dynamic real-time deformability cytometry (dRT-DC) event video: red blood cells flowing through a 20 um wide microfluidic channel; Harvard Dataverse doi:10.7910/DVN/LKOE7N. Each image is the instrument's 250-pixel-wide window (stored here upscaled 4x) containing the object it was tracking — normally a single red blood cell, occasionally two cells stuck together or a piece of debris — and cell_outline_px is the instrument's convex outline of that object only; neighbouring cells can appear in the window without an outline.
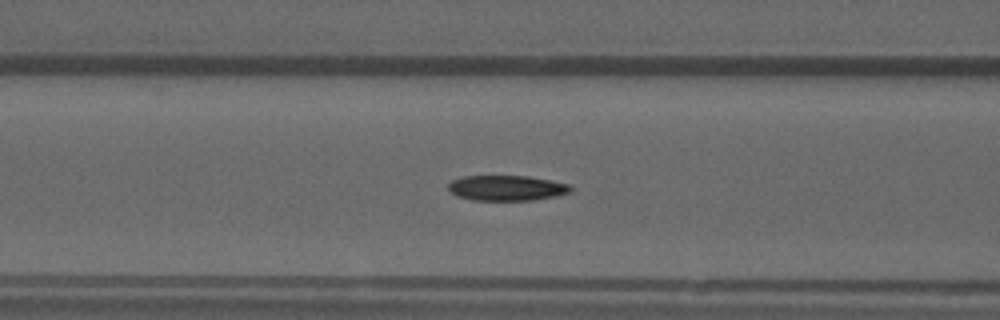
{"species": "common noctule bat (a hibernating species)", "species_latin": "Nyctalus noctula", "temperature_condition": "warm", "stored_images_in_passage": 52, "camera_frame_rate_fps": 3000, "um_per_image_px": 0.085, "animal": {"sex": "male", "forearm_length_mm": 52.5}, "frame": {"image": 1, "passage_image": 21, "time_ms": 6.667, "image_size_px": [1000, 320], "cell_outline_px": [[572, 192], [556, 196], [532, 200], [472, 200], [456, 196], [448, 188], [448, 184], [452, 180], [460, 176], [528, 176], [552, 180], [568, 184], [572, 188]], "centroid_in_image_um": [43.07, 15.97], "position_along_channel_um": 123.5, "area_um2": 18.15}}
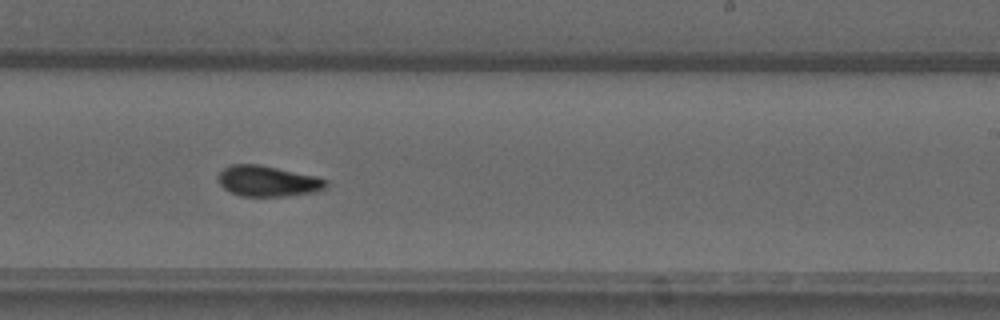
{"frame": {"image": 2, "passage_image": 32, "time_ms": 10.333, "image_size_px": [1000, 320], "cell_outline_px": [[328, 184], [324, 188], [316, 192], [284, 196], [240, 196], [224, 188], [220, 184], [220, 172], [224, 168], [232, 164], [260, 164], [316, 176], [328, 180]], "centroid_in_image_um": [22.8, 15.39], "position_along_channel_um": 266.2, "area_um2": 19.19}}
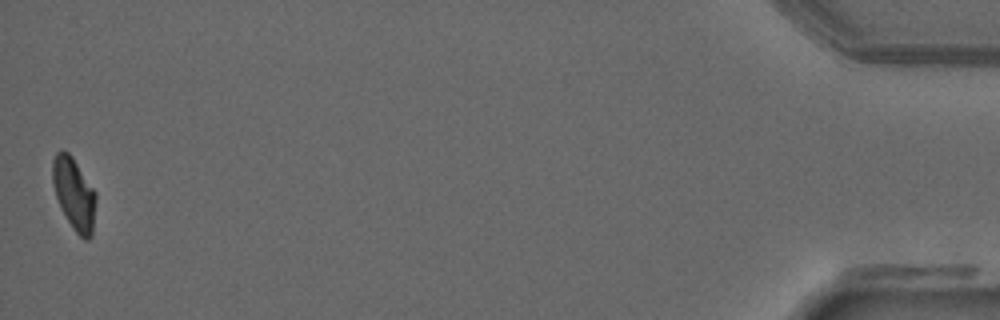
{"frame": {"image": 3, "passage_image": 52, "time_ms": 17.0, "image_size_px": [1000, 320], "cell_outline_px": [[96, 200], [92, 236], [88, 240], [84, 240], [72, 228], [60, 208], [56, 196], [52, 180], [52, 160], [56, 152], [60, 148], [68, 152], [72, 156], [96, 192]], "centroid_in_image_um": [6.29, 16.46], "position_along_channel_um": 428.9, "area_um2": 18.44}, "authors_computed_cell_mechanics": {"area_um2": 18.4382, "velocity_mm_per_s": 3.8945, "shape_relaxation_time_tau1_ms": 9.8446, "shape_relaxation_time_tau2_ms": 4.9882, "deformation_change_tau1": 0.2386, "deformation_change_tau2": 0.0993}}